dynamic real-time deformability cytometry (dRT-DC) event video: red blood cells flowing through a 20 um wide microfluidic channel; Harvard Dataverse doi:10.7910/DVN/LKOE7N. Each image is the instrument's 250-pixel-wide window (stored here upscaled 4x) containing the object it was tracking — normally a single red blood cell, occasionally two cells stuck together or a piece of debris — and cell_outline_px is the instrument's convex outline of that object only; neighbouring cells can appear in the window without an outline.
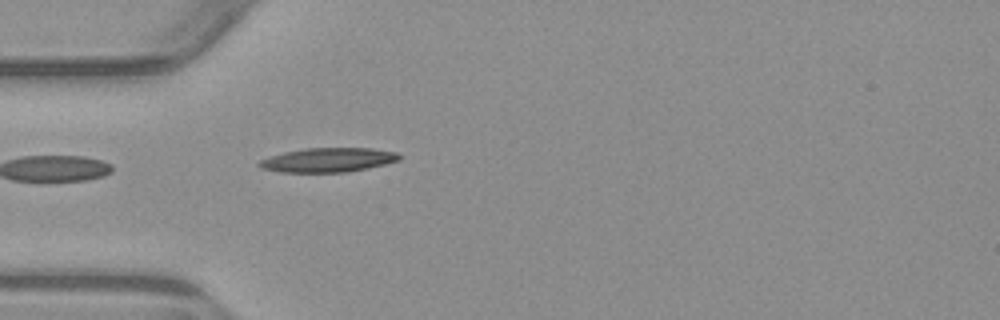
{"species": "common noctule bat (a hibernating species)", "species_latin": "Nyctalus noctula", "temperature_condition": "warm", "stored_images_in_passage": 4, "camera_frame_rate_fps": 3000, "um_per_image_px": 0.085, "animal": {"sex": "male", "body_mass_g": 23.1, "forearm_length_mm": 52.7}, "frame": {"image": 1, "passage_image": 4, "time_ms": 3.333, "image_size_px": [1000, 320], "cell_outline_px": [[400, 160], [368, 168], [348, 172], [280, 172], [260, 168], [256, 164], [260, 160], [284, 152], [304, 148], [372, 148], [396, 152], [400, 156]], "centroid_in_image_um": [27.87, 13.6], "position_along_channel_um": 57.1, "area_um2": 19.77}}